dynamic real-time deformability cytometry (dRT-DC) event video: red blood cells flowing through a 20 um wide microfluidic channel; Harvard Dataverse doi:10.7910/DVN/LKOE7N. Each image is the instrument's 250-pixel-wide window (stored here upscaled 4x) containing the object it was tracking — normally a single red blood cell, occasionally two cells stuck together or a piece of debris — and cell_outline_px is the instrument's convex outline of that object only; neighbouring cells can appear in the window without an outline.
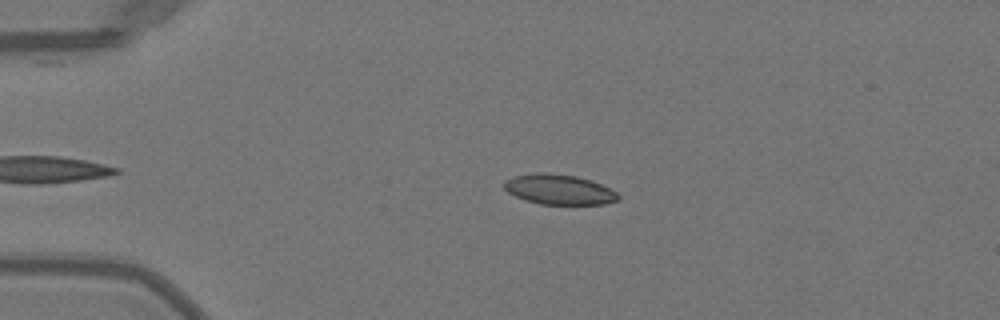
{"species": "Egyptian fruit bat (a non-hibernating species)", "species_latin": "Rousettus aegyptiacus", "temperature_condition": "warm", "stored_images_in_passage": 42, "camera_frame_rate_fps": 3000, "um_per_image_px": 0.085, "animal": {"sex": "female"}, "frame": {"image": 1, "passage_image": 8, "time_ms": 2.333, "image_size_px": [1000, 320], "cell_outline_px": [[620, 200], [604, 204], [540, 204], [524, 200], [508, 192], [504, 188], [504, 180], [516, 176], [540, 172], [544, 172], [576, 176], [592, 180], [616, 192], [620, 196]], "centroid_in_image_um": [47.53, 16.11], "position_along_channel_um": 37.5, "area_um2": 19.94}}
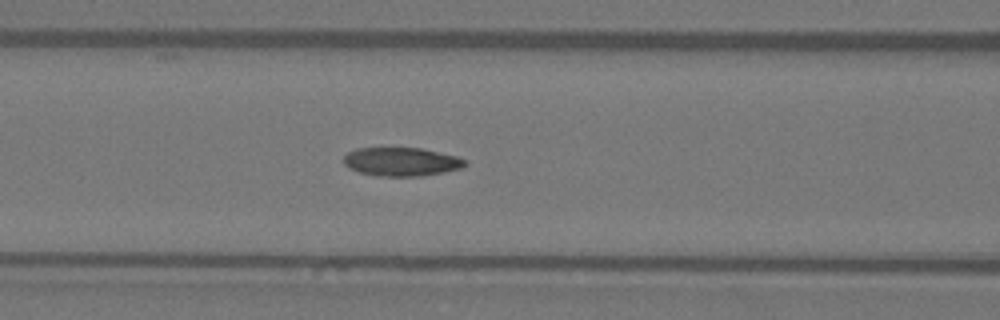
{"frame": {"image": 2, "passage_image": 18, "time_ms": 5.667, "image_size_px": [1000, 320], "cell_outline_px": [[468, 164], [460, 168], [444, 172], [420, 176], [376, 176], [360, 172], [348, 168], [344, 164], [344, 156], [348, 152], [356, 148], [420, 148], [456, 156], [464, 160]], "centroid_in_image_um": [34.08, 13.75], "position_along_channel_um": 132.5, "area_um2": 20.11}}
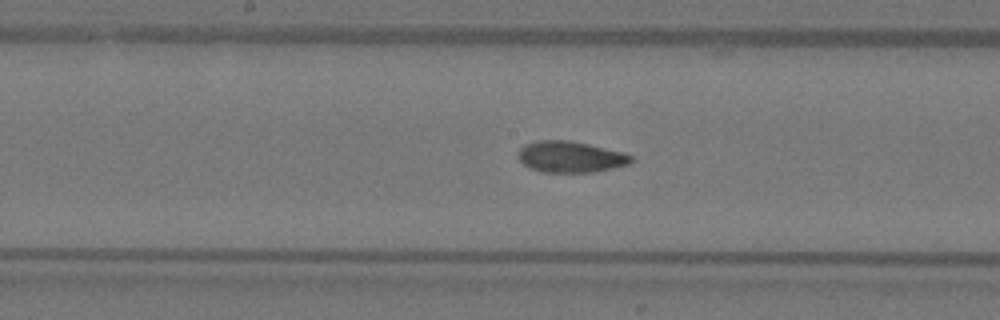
{"frame": {"image": 3, "passage_image": 23, "time_ms": 7.333, "image_size_px": [1000, 320], "cell_outline_px": [[632, 160], [628, 164], [596, 172], [540, 172], [524, 164], [516, 156], [520, 148], [524, 144], [536, 140], [568, 140], [588, 144], [624, 152], [632, 156]], "centroid_in_image_um": [48.46, 13.32], "position_along_channel_um": 199.7, "area_um2": 20.58}, "authors_computed_cell_mechanics": {"area_um2": 20.6635, "velocity_mm_per_s": 4.0276, "shape_relaxation_time_tau1_ms": 6.5651, "shape_relaxation_time_tau2_ms": 2.7441, "deformation_change_tau1": 0.1964, "deformation_change_tau2": 0.0635}}